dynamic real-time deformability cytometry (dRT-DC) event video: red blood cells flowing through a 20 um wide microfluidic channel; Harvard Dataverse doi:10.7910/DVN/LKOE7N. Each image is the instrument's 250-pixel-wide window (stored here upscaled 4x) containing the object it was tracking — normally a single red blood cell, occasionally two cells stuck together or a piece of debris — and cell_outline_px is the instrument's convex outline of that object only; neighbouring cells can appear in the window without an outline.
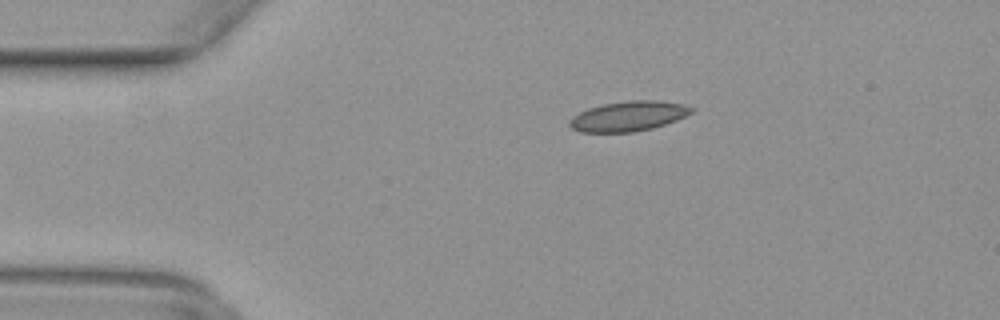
{"species": "common noctule bat (a hibernating species)", "species_latin": "Nyctalus noctula", "temperature_condition": "warm", "stored_images_in_passage": 34, "camera_frame_rate_fps": 3000, "um_per_image_px": 0.085, "animal": {"sex": "female", "body_mass_g": 29.2, "forearm_length_mm": 56.3}, "frame": {"image": 1, "passage_image": 1, "time_ms": 0.0, "image_size_px": [1000, 320], "cell_outline_px": [[696, 108], [692, 112], [676, 120], [652, 128], [636, 132], [580, 132], [572, 128], [568, 124], [568, 120], [572, 116], [588, 108], [604, 104], [628, 100], [660, 100], [684, 104]], "centroid_in_image_um": [53.41, 9.87], "position_along_channel_um": 31.6, "area_um2": 21.39}}
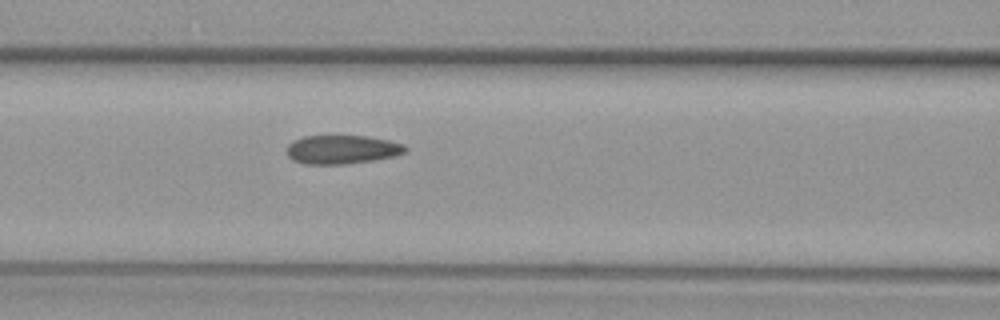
{"frame": {"image": 2, "passage_image": 12, "time_ms": 3.667, "image_size_px": [1000, 320], "cell_outline_px": [[408, 148], [404, 152], [396, 156], [372, 160], [344, 164], [304, 164], [292, 160], [288, 156], [288, 144], [292, 140], [304, 136], [368, 136], [388, 140], [404, 144]], "centroid_in_image_um": [29.06, 12.7], "position_along_channel_um": 137.5, "area_um2": 19.88}}
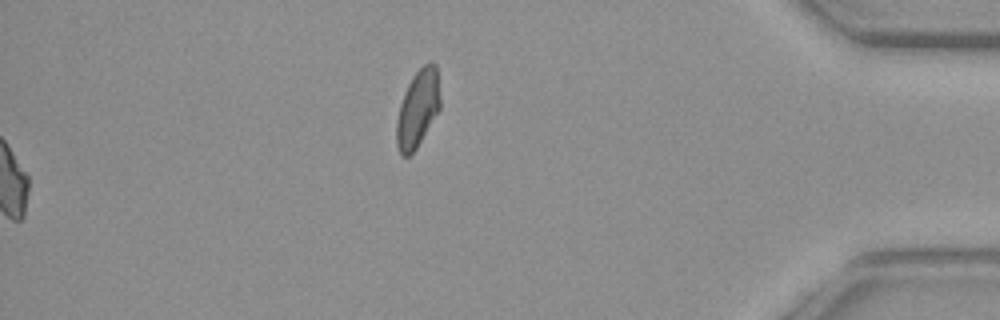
{"frame": {"image": 3, "passage_image": 34, "time_ms": 11.0, "image_size_px": [1000, 320], "cell_outline_px": [[440, 108], [416, 148], [408, 156], [400, 156], [396, 144], [396, 120], [400, 104], [404, 92], [412, 76], [428, 60], [432, 60], [436, 64], [440, 100]], "centroid_in_image_um": [35.49, 9.21], "position_along_channel_um": 399.7, "area_um2": 19.65}}